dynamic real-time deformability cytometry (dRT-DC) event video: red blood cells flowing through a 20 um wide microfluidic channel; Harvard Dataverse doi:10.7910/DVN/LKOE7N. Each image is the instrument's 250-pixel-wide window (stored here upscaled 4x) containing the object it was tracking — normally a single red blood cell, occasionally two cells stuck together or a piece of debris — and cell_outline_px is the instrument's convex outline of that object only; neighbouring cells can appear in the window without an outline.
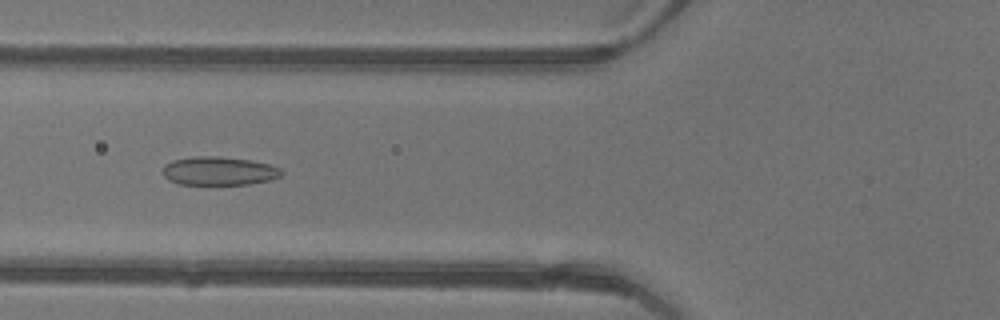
{"species": "common noctule bat (a hibernating species)", "species_latin": "Nyctalus noctula", "temperature_condition": "warm", "stored_images_in_passage": 47, "camera_frame_rate_fps": 3000, "um_per_image_px": 0.085, "animal": {"sex": "female"}, "frame": {"image": 1, "passage_image": 19, "time_ms": 6.0, "image_size_px": [1000, 320], "cell_outline_px": [[284, 172], [280, 176], [272, 180], [248, 184], [180, 184], [168, 180], [160, 172], [164, 164], [172, 160], [196, 156], [212, 156], [252, 160], [268, 164], [280, 168]], "centroid_in_image_um": [18.58, 14.53], "position_along_channel_um": 107.2, "area_um2": 19.88}}
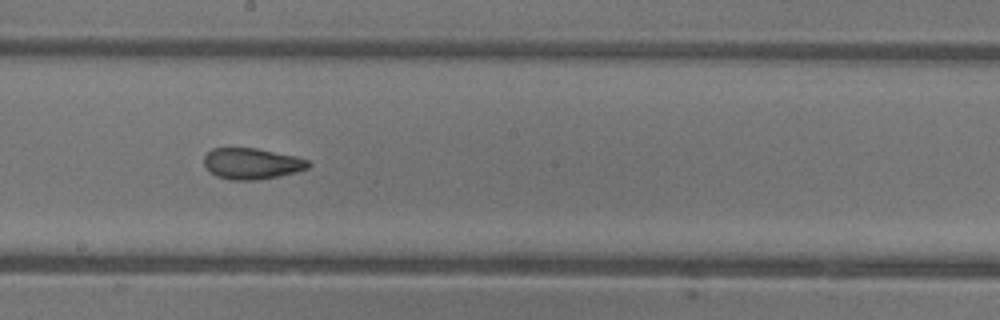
{"frame": {"image": 2, "passage_image": 27, "time_ms": 8.667, "image_size_px": [1000, 320], "cell_outline_px": [[312, 164], [308, 168], [296, 172], [280, 176], [256, 180], [228, 180], [216, 176], [208, 172], [204, 168], [204, 156], [212, 148], [256, 148], [296, 156], [308, 160]], "centroid_in_image_um": [21.38, 13.91], "position_along_channel_um": 226.8, "area_um2": 19.19}}
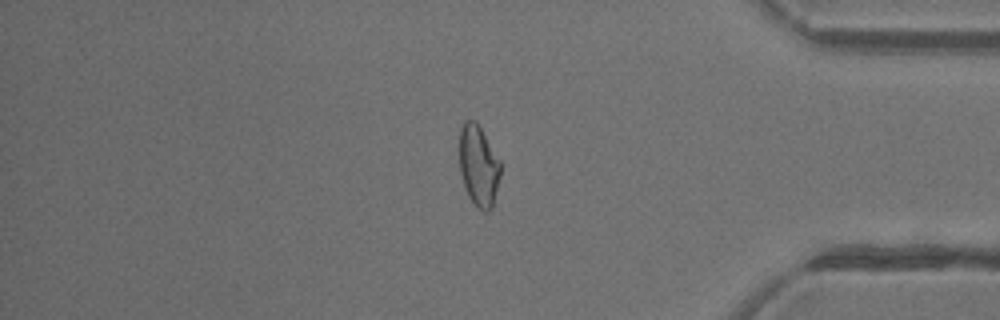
{"frame": {"image": 3, "passage_image": 40, "time_ms": 13.0, "image_size_px": [1000, 320], "cell_outline_px": [[500, 176], [492, 208], [488, 212], [484, 212], [476, 208], [468, 196], [460, 172], [460, 128], [464, 120], [476, 120], [500, 160]], "centroid_in_image_um": [40.68, 14.1], "position_along_channel_um": 394.5, "area_um2": 19.48}, "authors_computed_cell_mechanics": {"area_um2": 20.808, "velocity_mm_per_s": 4.4734, "shape_relaxation_time_tau1_ms": 9.6498, "shape_relaxation_time_tau2_ms": 1.2215, "deformation_change_tau1": 0.2235, "deformation_change_tau2": 0.0809}}